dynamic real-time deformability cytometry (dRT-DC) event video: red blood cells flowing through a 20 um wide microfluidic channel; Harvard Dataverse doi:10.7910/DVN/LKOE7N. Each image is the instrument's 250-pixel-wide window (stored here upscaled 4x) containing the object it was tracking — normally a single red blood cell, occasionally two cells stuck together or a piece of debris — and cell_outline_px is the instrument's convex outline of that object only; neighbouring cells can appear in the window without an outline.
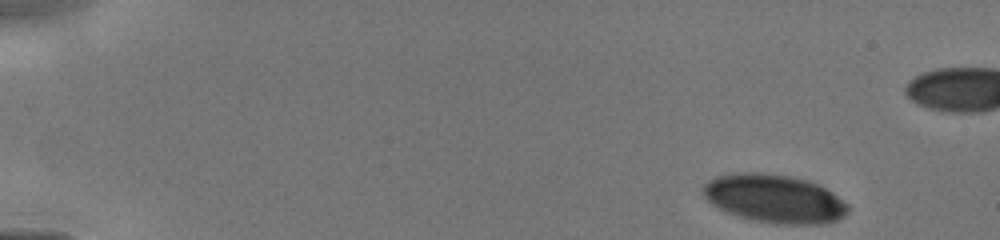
{"species": "human", "species_latin": "Homo sapiens", "temperature_condition": "cold", "stored_images_in_passage": 32, "camera_frame_rate_fps": 3000, "um_per_image_px": 0.085, "donor": {"sex": "male"}, "frame": {"image": 1, "passage_image": 1, "time_ms": 0.0, "image_size_px": [1000, 240], "cell_outline_px": [[848, 212], [844, 216], [836, 220], [824, 224], [776, 224], [756, 220], [740, 216], [728, 212], [712, 204], [704, 196], [704, 184], [708, 180], [716, 176], [732, 172], [756, 172], [788, 176], [808, 180], [832, 192], [848, 204]], "centroid_in_image_um": [65.83, 16.88], "position_along_channel_um": 19.2, "area_um2": 40.58}}
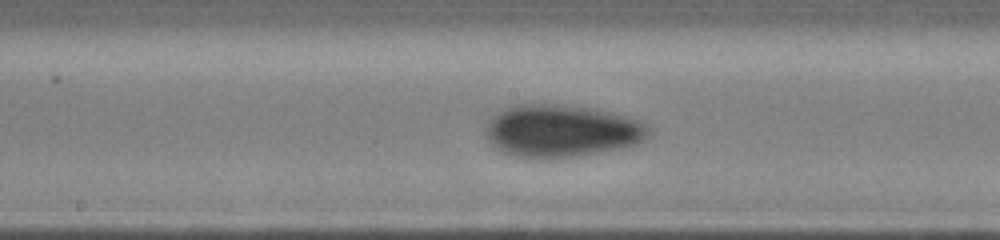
{"frame": {"image": 2, "passage_image": 23, "time_ms": 7.0, "image_size_px": [1000, 240], "cell_outline_px": [[652, 132], [644, 140], [636, 144], [620, 148], [580, 156], [544, 160], [540, 160], [516, 156], [504, 152], [496, 148], [488, 140], [484, 132], [484, 128], [488, 120], [496, 112], [512, 104], [556, 104], [592, 108], [612, 112], [628, 116], [640, 120], [648, 124]], "centroid_in_image_um": [47.72, 11.13], "position_along_channel_um": 200.5, "area_um2": 50.81}}
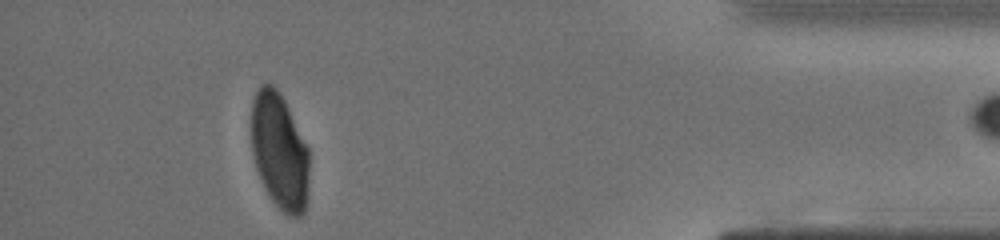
{"frame": {"image": 3, "passage_image": 31, "time_ms": 12.667, "image_size_px": [1000, 240], "cell_outline_px": [[308, 172], [304, 212], [300, 216], [288, 216], [272, 200], [256, 168], [252, 152], [252, 100], [260, 84], [272, 84], [276, 88], [284, 100], [308, 148]], "centroid_in_image_um": [23.74, 12.82], "position_along_channel_um": 411.5, "area_um2": 38.38}}